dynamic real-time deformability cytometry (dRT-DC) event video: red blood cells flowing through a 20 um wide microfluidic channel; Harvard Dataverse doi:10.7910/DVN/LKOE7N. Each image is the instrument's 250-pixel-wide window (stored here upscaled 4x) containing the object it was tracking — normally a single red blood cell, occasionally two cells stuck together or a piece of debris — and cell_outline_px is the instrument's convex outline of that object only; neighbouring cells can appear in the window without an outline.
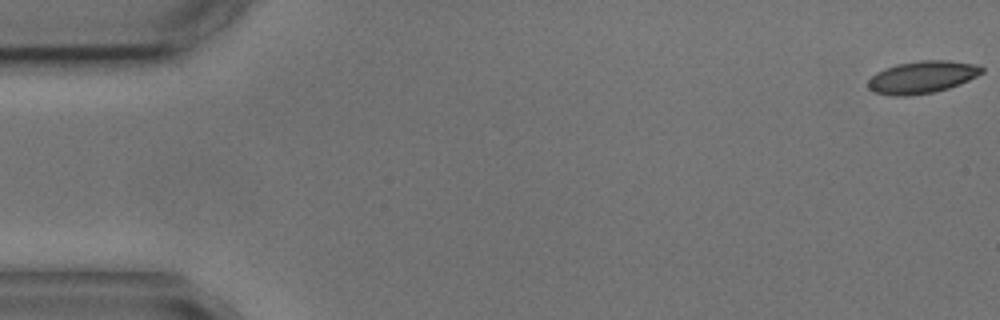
{"species": "common noctule bat (a hibernating species)", "species_latin": "Nyctalus noctula", "temperature_condition": "cold", "stored_images_in_passage": 5, "camera_frame_rate_fps": 3000, "um_per_image_px": 0.085, "animal": {"sex": "male", "body_mass_g": 17.9, "forearm_length_mm": 54.2}, "frame": {"image": 1, "passage_image": 1, "time_ms": 0.0, "image_size_px": [1000, 320], "cell_outline_px": [[984, 72], [960, 84], [948, 88], [932, 92], [904, 96], [892, 96], [872, 92], [868, 88], [868, 80], [876, 72], [884, 68], [896, 64], [920, 60], [948, 60], [976, 64], [984, 68]], "centroid_in_image_um": [78.36, 6.55], "position_along_channel_um": 6.6, "area_um2": 21.5}}
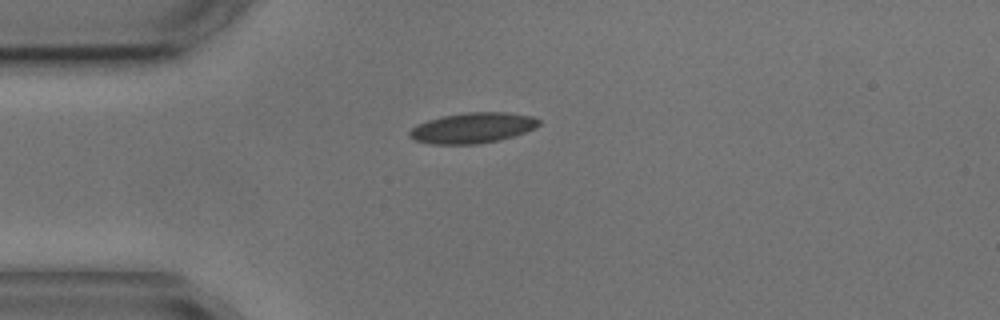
{"frame": {"image": 2, "passage_image": 4, "time_ms": 4.333, "image_size_px": [1000, 320], "cell_outline_px": [[540, 124], [536, 128], [500, 140], [476, 144], [432, 144], [412, 140], [408, 136], [408, 132], [416, 124], [440, 116], [464, 112], [508, 112], [532, 116], [540, 120]], "centroid_in_image_um": [40.14, 10.86], "position_along_channel_um": 44.9, "area_um2": 23.24}}
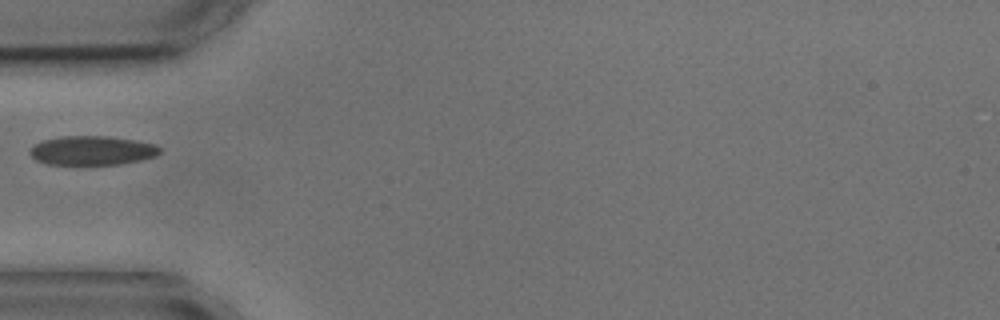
{"frame": {"image": 3, "passage_image": 5, "time_ms": 5.667, "image_size_px": [1000, 320], "cell_outline_px": [[160, 152], [156, 156], [140, 160], [120, 164], [44, 164], [36, 160], [28, 152], [36, 144], [44, 140], [60, 136], [108, 136], [136, 140], [156, 144], [160, 148]], "centroid_in_image_um": [7.84, 12.79], "position_along_channel_um": 77.2, "area_um2": 22.02}}